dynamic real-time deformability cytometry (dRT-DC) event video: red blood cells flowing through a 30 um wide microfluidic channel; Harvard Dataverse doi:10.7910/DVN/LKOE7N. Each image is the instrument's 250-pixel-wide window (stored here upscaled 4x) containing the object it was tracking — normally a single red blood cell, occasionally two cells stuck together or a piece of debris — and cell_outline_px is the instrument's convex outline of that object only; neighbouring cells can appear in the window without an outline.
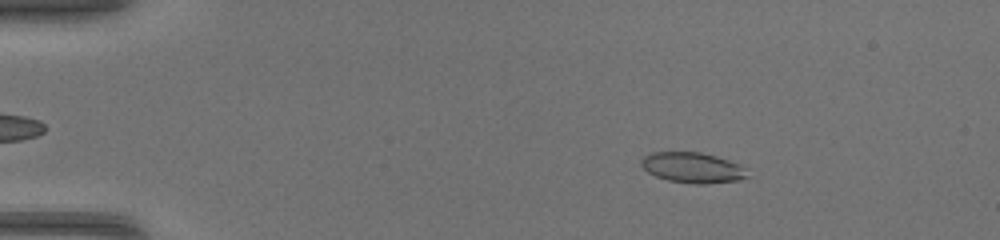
{"species": "common noctule bat (a hibernating species)", "species_latin": "Nyctalus noctula", "temperature_condition": "warm", "stored_images_in_passage": 45, "camera_frame_rate_fps": 3000, "um_per_image_px": 0.085, "animal": {"sex": "female", "body_mass_g": 17.0, "forearm_length_mm": 48.0}, "frame": {"image": 1, "passage_image": 7, "time_ms": 2.0, "image_size_px": [1000, 240], "cell_outline_px": [[752, 176], [740, 180], [704, 184], [692, 184], [668, 180], [656, 176], [648, 172], [640, 164], [640, 160], [644, 156], [652, 152], [700, 152], [716, 156], [728, 160], [744, 168]], "centroid_in_image_um": [58.88, 14.26], "position_along_channel_um": 26.1, "area_um2": 18.9}}
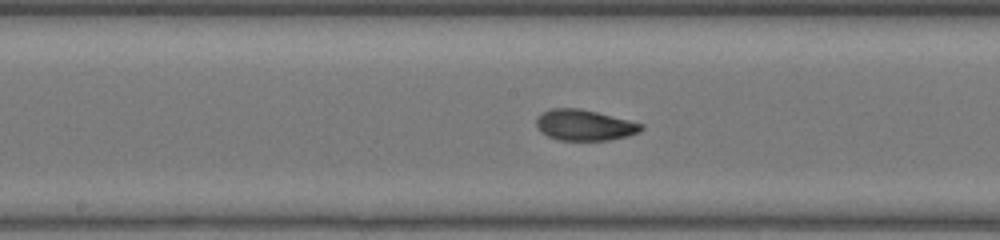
{"frame": {"image": 2, "passage_image": 24, "time_ms": 7.667, "image_size_px": [1000, 240], "cell_outline_px": [[644, 128], [640, 132], [628, 136], [608, 140], [560, 140], [548, 136], [540, 132], [536, 128], [536, 120], [544, 112], [552, 108], [580, 108], [644, 124]], "centroid_in_image_um": [49.69, 10.64], "position_along_channel_um": 198.5, "area_um2": 18.79}}
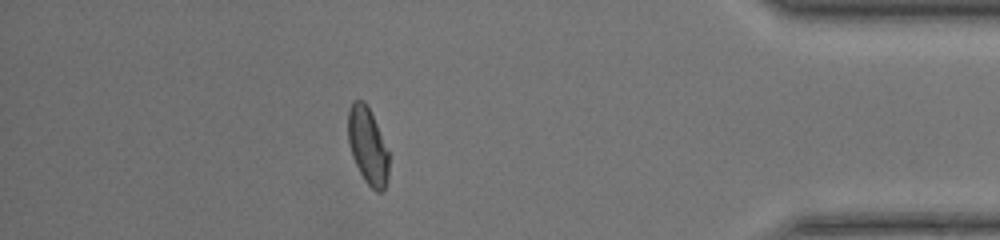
{"frame": {"image": 3, "passage_image": 40, "time_ms": 13.0, "image_size_px": [1000, 240], "cell_outline_px": [[388, 180], [384, 192], [376, 192], [364, 180], [352, 156], [348, 140], [348, 112], [352, 100], [364, 100], [376, 124], [388, 152]], "centroid_in_image_um": [31.25, 12.43], "position_along_channel_um": 404.0, "area_um2": 18.03}}